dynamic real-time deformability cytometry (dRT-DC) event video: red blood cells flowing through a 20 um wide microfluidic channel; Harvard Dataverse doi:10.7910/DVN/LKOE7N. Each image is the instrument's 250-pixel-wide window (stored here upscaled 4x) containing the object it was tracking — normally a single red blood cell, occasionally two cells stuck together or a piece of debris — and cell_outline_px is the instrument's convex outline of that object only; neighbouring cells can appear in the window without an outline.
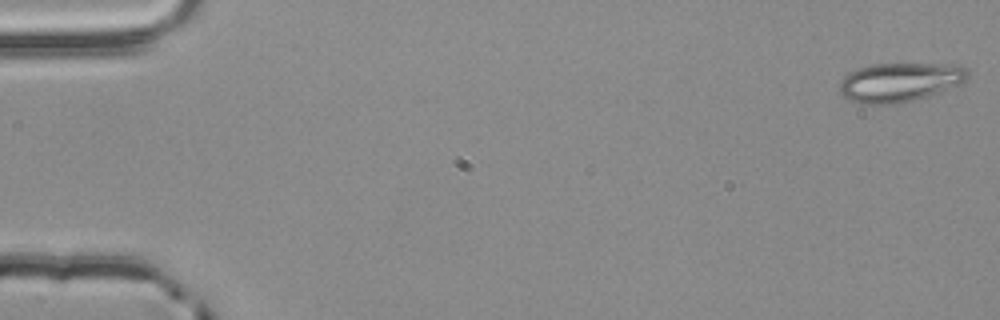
{"species": "common noctule bat (a hibernating species)", "species_latin": "Nyctalus noctula", "temperature_condition": "room temperature", "stored_images_in_passage": 4, "camera_frame_rate_fps": 3000, "um_per_image_px": 0.085, "animal": {"sex": "male", "body_mass_g": 20.4}, "frame": {"image": 1, "passage_image": 1, "time_ms": 0.0, "image_size_px": [1000, 320], "cell_outline_px": [[968, 76], [964, 80], [940, 92], [928, 96], [900, 104], [856, 104], [844, 96], [840, 92], [840, 80], [848, 72], [856, 68], [872, 64], [960, 64], [968, 68]], "centroid_in_image_um": [76.44, 6.98], "position_along_channel_um": 8.6, "area_um2": 29.42}}